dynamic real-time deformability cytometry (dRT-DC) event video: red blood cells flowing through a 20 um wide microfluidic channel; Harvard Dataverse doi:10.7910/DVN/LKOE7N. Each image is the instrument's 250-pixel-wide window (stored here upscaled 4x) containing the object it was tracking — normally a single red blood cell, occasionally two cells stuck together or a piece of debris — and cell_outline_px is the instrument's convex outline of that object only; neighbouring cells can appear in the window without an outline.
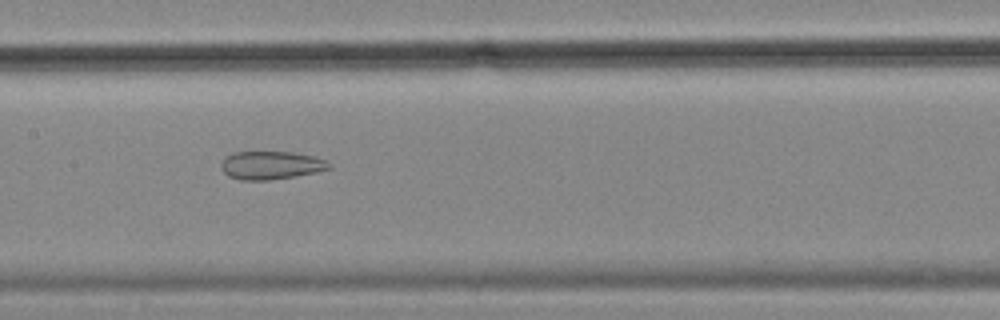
{"species": "common noctule bat (a hibernating species)", "species_latin": "Nyctalus noctula", "temperature_condition": "cold", "stored_images_in_passage": 56, "camera_frame_rate_fps": 3000, "um_per_image_px": 0.085, "animal": {"sex": "female", "body_mass_g": 18.4}, "frame": {"image": 1, "passage_image": 27, "time_ms": 8.667, "image_size_px": [1000, 320], "cell_outline_px": [[332, 168], [316, 172], [268, 180], [240, 180], [228, 176], [220, 168], [220, 164], [232, 152], [292, 152], [312, 156], [324, 160], [332, 164]], "centroid_in_image_um": [23.02, 14.05], "position_along_channel_um": 184.4, "area_um2": 17.57}}
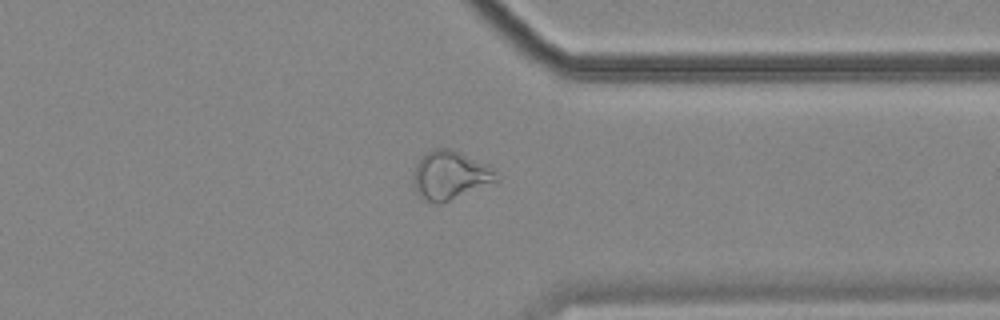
{"frame": {"image": 2, "passage_image": 43, "time_ms": 14.0, "image_size_px": [1000, 320], "cell_outline_px": [[500, 180], [440, 204], [436, 204], [424, 200], [416, 192], [412, 184], [412, 176], [416, 164], [420, 156], [436, 148], [452, 148], [488, 164], [496, 172]], "centroid_in_image_um": [38.24, 14.89], "position_along_channel_um": 373.2, "area_um2": 23.81}}
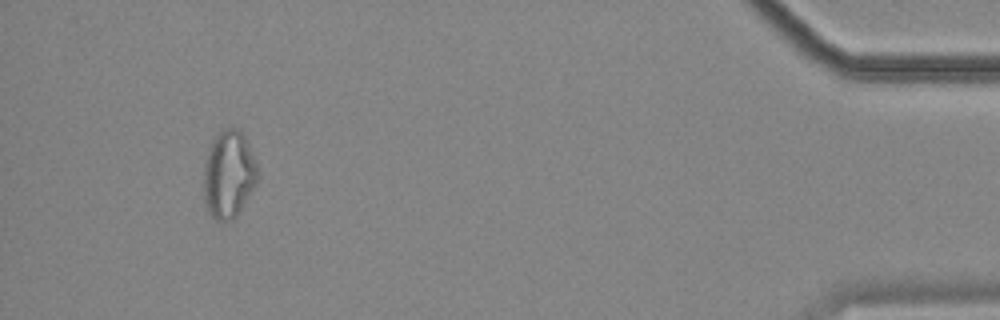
{"frame": {"image": 3, "passage_image": 52, "time_ms": 17.0, "image_size_px": [1000, 320], "cell_outline_px": [[256, 184], [232, 220], [216, 220], [208, 212], [204, 200], [204, 164], [208, 148], [212, 140], [224, 128], [236, 128], [244, 136], [248, 144], [256, 164]], "centroid_in_image_um": [19.4, 14.81], "position_along_channel_um": 415.8, "area_um2": 26.93}}